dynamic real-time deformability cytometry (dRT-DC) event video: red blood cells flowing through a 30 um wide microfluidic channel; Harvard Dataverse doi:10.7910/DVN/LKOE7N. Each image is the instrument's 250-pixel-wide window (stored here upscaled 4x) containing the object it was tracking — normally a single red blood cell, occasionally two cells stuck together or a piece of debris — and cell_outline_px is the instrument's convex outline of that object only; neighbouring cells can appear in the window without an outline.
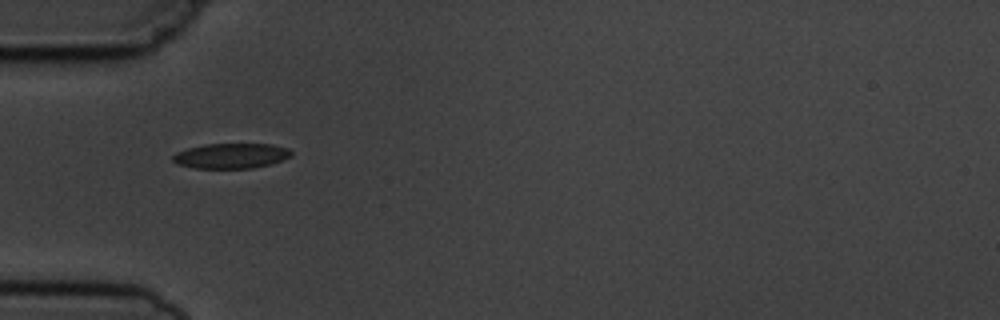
{"species": "common noctule bat (a hibernating species)", "species_latin": "Nyctalus noctula", "temperature_condition": "cold", "stored_images_in_passage": 3, "camera_frame_rate_fps": 3000, "um_per_image_px": 0.085, "animal": {"sex": "male", "body_mass_g": 19.5, "forearm_length_mm": 54.6}, "frame": {"image": 1, "passage_image": 1, "time_ms": 0.0, "image_size_px": [1000, 320], "cell_outline_px": [[292, 156], [272, 164], [252, 168], [192, 168], [176, 164], [172, 160], [172, 156], [176, 152], [188, 148], [204, 144], [272, 144], [288, 148], [292, 152]], "centroid_in_image_um": [19.64, 13.25], "position_along_channel_um": 65.4, "area_um2": 17.51}}
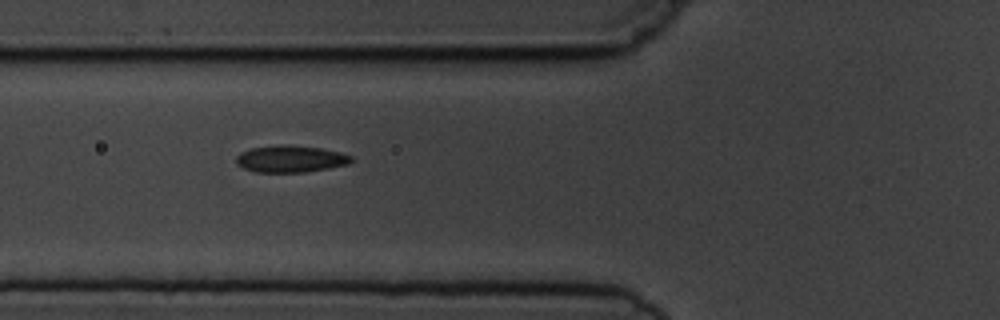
{"frame": {"image": 2, "passage_image": 2, "time_ms": 1.0, "image_size_px": [1000, 320], "cell_outline_px": [[352, 160], [348, 164], [328, 168], [304, 172], [256, 172], [244, 168], [236, 164], [236, 156], [240, 152], [252, 148], [276, 144], [284, 144], [320, 148], [340, 152], [352, 156]], "centroid_in_image_um": [24.66, 13.5], "position_along_channel_um": 101.1, "area_um2": 18.03}}
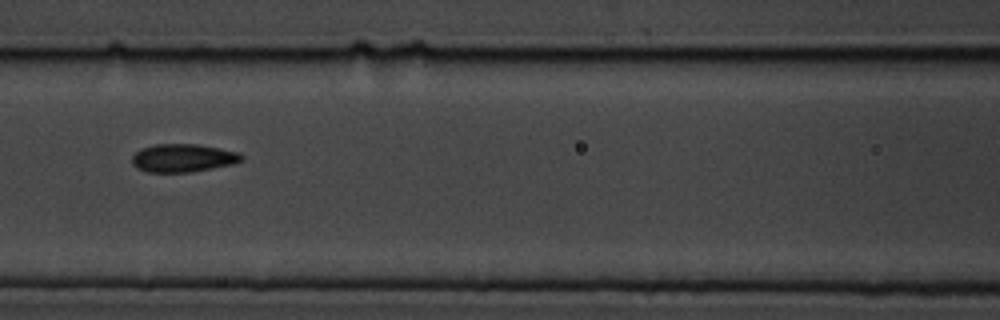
{"frame": {"image": 3, "passage_image": 3, "time_ms": 2.333, "image_size_px": [1000, 320], "cell_outline_px": [[244, 160], [236, 164], [192, 172], [148, 172], [136, 168], [132, 164], [132, 156], [136, 152], [144, 148], [156, 144], [196, 144], [220, 148], [240, 152], [244, 156]], "centroid_in_image_um": [15.62, 13.44], "position_along_channel_um": 151.0, "area_um2": 18.15}}